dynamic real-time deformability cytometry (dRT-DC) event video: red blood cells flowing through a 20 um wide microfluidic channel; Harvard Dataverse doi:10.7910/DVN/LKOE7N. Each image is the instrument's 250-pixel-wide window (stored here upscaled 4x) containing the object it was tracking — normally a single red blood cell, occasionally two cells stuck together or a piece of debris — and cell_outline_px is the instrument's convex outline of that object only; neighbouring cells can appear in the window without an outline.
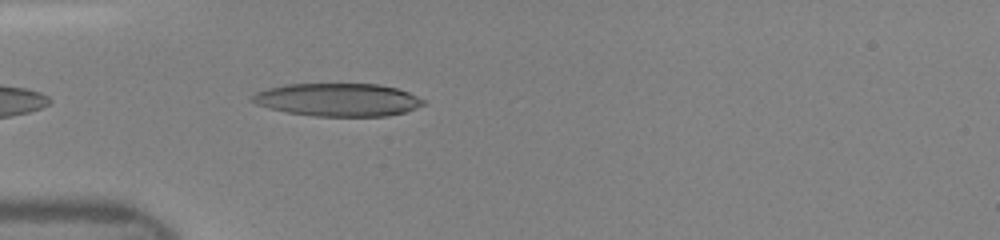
{"species": "human", "species_latin": "Homo sapiens", "temperature_condition": "room temperature", "stored_images_in_passage": 29, "camera_frame_rate_fps": 3000, "um_per_image_px": 0.085, "donor": {"sex": "female"}, "frame": {"image": 1, "passage_image": 2, "time_ms": 0.333, "image_size_px": [1000, 240], "cell_outline_px": [[424, 104], [416, 108], [404, 112], [388, 116], [316, 116], [288, 112], [268, 108], [256, 104], [248, 100], [256, 92], [268, 88], [284, 84], [380, 84], [396, 88], [408, 92], [424, 100]], "centroid_in_image_um": [28.69, 8.47], "position_along_channel_um": 56.3, "area_um2": 32.83}}
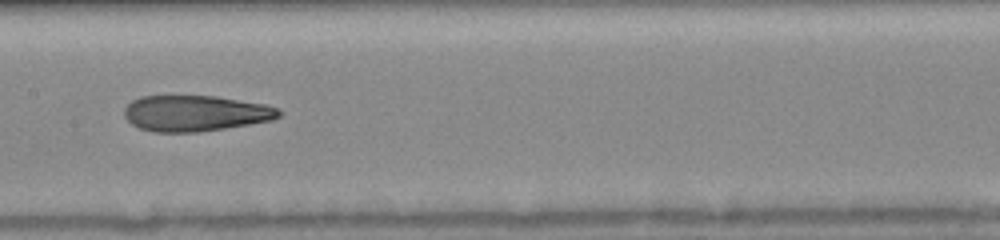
{"frame": {"image": 2, "passage_image": 12, "time_ms": 3.667, "image_size_px": [1000, 240], "cell_outline_px": [[284, 112], [280, 116], [272, 120], [200, 132], [156, 132], [140, 128], [132, 124], [124, 116], [124, 108], [132, 100], [140, 96], [216, 96], [264, 104], [276, 108]], "centroid_in_image_um": [16.59, 9.62], "position_along_channel_um": 190.8, "area_um2": 32.25}}
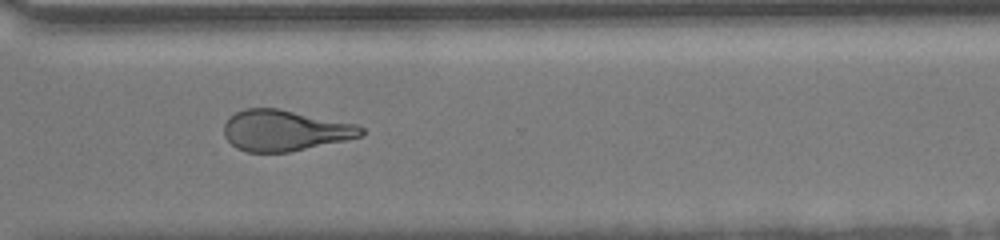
{"frame": {"image": 3, "passage_image": 23, "time_ms": 7.333, "image_size_px": [1000, 240], "cell_outline_px": [[364, 136], [288, 152], [248, 152], [236, 148], [224, 136], [224, 124], [236, 112], [244, 108], [276, 108], [356, 124], [364, 128]], "centroid_in_image_um": [24.2, 11.09], "position_along_channel_um": 346.4, "area_um2": 32.43}}